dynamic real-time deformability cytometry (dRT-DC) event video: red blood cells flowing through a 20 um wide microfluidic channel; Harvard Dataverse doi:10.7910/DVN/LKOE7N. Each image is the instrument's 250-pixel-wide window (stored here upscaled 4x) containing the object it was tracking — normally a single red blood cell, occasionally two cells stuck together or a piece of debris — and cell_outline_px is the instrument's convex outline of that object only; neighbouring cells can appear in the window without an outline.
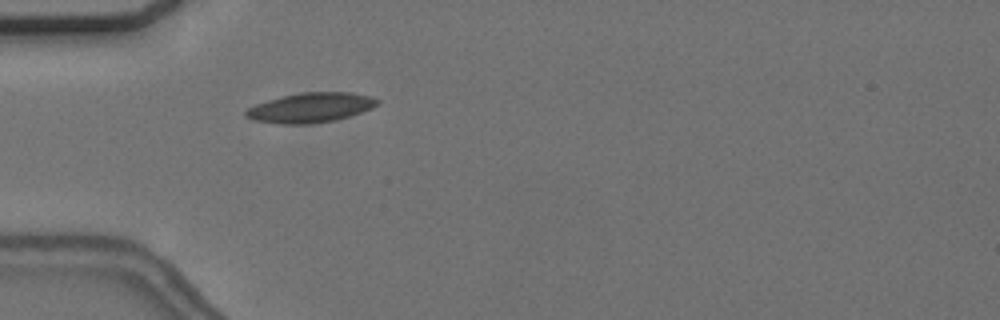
{"species": "common noctule bat (a hibernating species)", "species_latin": "Nyctalus noctula", "temperature_condition": "cold", "stored_images_in_passage": 36, "camera_frame_rate_fps": 3000, "um_per_image_px": 0.085, "animal": {"sex": "female", "body_mass_g": 24.6, "forearm_length_mm": 56.2}, "frame": {"image": 1, "passage_image": 10, "time_ms": 3.0, "image_size_px": [1000, 320], "cell_outline_px": [[380, 104], [372, 108], [336, 120], [308, 124], [280, 124], [252, 120], [244, 116], [244, 112], [248, 108], [256, 104], [280, 96], [300, 92], [348, 92], [372, 96], [380, 100]], "centroid_in_image_um": [26.39, 9.14], "position_along_channel_um": 58.6, "area_um2": 22.95}, "authors_computed_cell_mechanics": {"area_um2": 20.6057, "velocity_mm_per_s": 3.6639, "shape_relaxation_time_tau1_ms": 5.2837, "shape_relaxation_time_tau2_ms": 3.5133, "deformation_change_tau1": 0.1033, "deformation_change_tau2": 0.085}}